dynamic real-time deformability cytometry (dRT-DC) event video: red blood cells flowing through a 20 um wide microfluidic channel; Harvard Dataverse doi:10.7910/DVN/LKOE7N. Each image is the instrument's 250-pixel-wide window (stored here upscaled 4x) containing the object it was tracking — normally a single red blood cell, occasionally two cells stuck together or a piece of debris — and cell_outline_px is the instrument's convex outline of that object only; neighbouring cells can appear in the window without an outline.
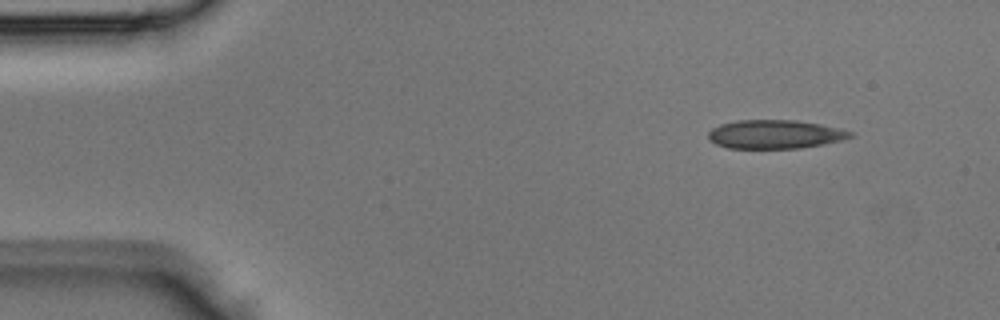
{"species": "Egyptian fruit bat (a non-hibernating species)", "species_latin": "Rousettus aegyptiacus", "temperature_condition": "room temperature", "stored_images_in_passage": 41, "camera_frame_rate_fps": 3000, "um_per_image_px": 0.085, "animal": {"sex": "male"}, "frame": {"image": 1, "passage_image": 3, "time_ms": 0.667, "image_size_px": [1000, 320], "cell_outline_px": [[852, 136], [840, 140], [824, 144], [800, 148], [728, 148], [716, 144], [708, 140], [708, 132], [712, 128], [720, 124], [736, 120], [796, 120], [820, 124], [840, 128], [852, 132]], "centroid_in_image_um": [65.83, 11.41], "position_along_channel_um": 19.2, "area_um2": 23.76}}
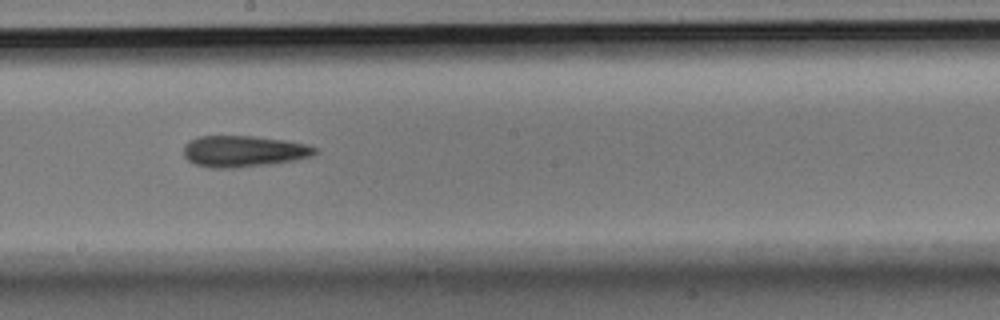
{"frame": {"image": 2, "passage_image": 22, "time_ms": 7.0, "image_size_px": [1000, 320], "cell_outline_px": [[320, 152], [312, 156], [296, 160], [268, 164], [236, 168], [208, 168], [196, 164], [188, 160], [184, 156], [184, 144], [188, 140], [200, 136], [252, 136], [284, 140], [308, 144], [316, 148]], "centroid_in_image_um": [20.71, 12.86], "position_along_channel_um": 227.5, "area_um2": 24.16}}
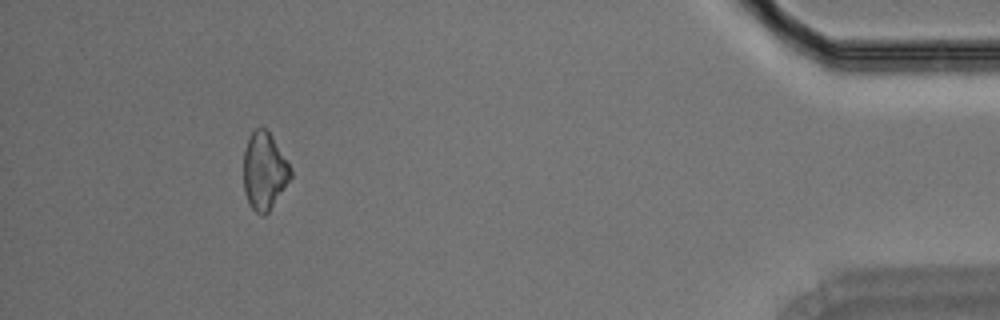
{"frame": {"image": 3, "passage_image": 38, "time_ms": 12.333, "image_size_px": [1000, 320], "cell_outline_px": [[292, 176], [268, 212], [264, 216], [260, 216], [248, 204], [244, 192], [244, 152], [248, 140], [252, 132], [256, 128], [264, 128], [272, 136], [288, 160], [292, 168]], "centroid_in_image_um": [22.47, 14.56], "position_along_channel_um": 412.7, "area_um2": 21.21}}